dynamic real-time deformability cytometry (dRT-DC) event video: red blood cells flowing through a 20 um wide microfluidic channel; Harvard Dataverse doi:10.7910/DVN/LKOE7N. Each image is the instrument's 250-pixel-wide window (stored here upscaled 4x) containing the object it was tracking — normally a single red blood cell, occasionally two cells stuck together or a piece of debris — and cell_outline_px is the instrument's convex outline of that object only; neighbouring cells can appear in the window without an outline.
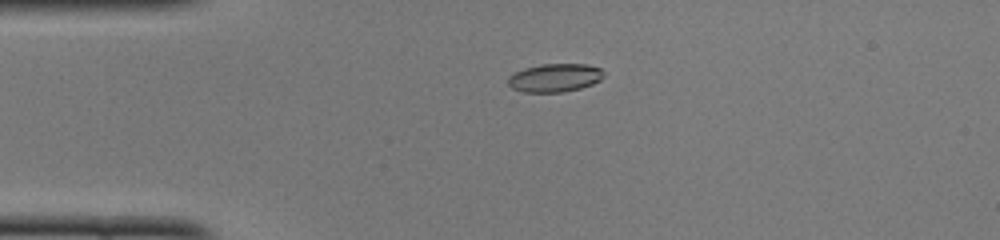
{"species": "common noctule bat (a hibernating species)", "species_latin": "Nyctalus noctula", "temperature_condition": "cold", "stored_images_in_passage": 51, "camera_frame_rate_fps": 3000, "um_per_image_px": 0.085, "animal": {"sex": "female", "body_mass_g": 22.0, "forearm_length_mm": 56.7}, "frame": {"image": 1, "passage_image": 12, "time_ms": 3.667, "image_size_px": [1000, 240], "cell_outline_px": [[604, 76], [600, 80], [592, 84], [580, 88], [564, 92], [524, 92], [512, 88], [508, 84], [508, 76], [524, 68], [540, 64], [588, 64], [600, 68], [604, 72]], "centroid_in_image_um": [47.16, 6.6], "position_along_channel_um": 37.8, "area_um2": 15.84}}
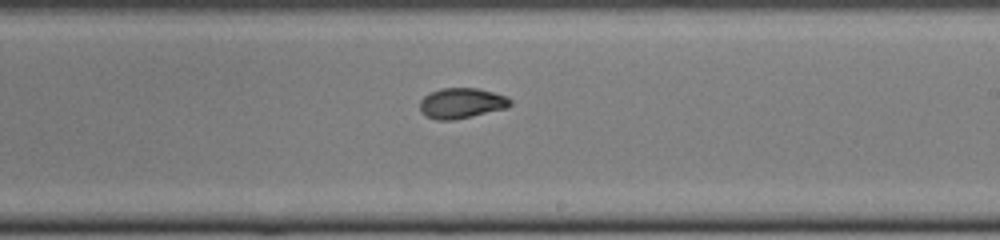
{"frame": {"image": 2, "passage_image": 30, "time_ms": 9.667, "image_size_px": [1000, 240], "cell_outline_px": [[512, 104], [508, 108], [472, 116], [452, 120], [436, 120], [424, 116], [420, 112], [420, 100], [428, 92], [440, 88], [476, 88], [508, 96], [512, 100]], "centroid_in_image_um": [39.22, 8.77], "position_along_channel_um": 249.8, "area_um2": 16.3}}
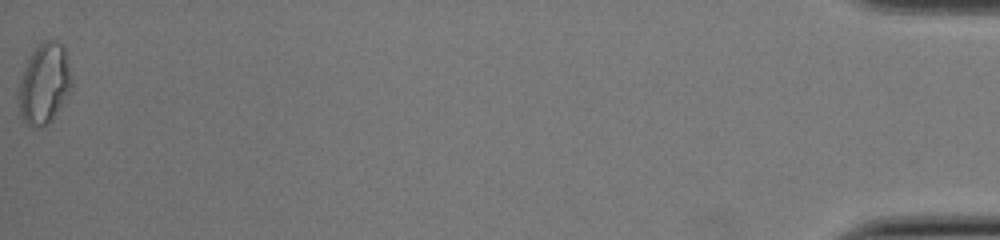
{"frame": {"image": 3, "passage_image": 51, "time_ms": 16.667, "image_size_px": [1000, 240], "cell_outline_px": [[72, 84], [68, 92], [52, 116], [44, 124], [36, 128], [32, 128], [24, 120], [20, 112], [20, 80], [28, 56], [44, 40], [56, 40], [64, 48], [68, 60], [72, 80]], "centroid_in_image_um": [3.76, 7.04], "position_along_channel_um": 431.4, "area_um2": 23.93}, "authors_computed_cell_mechanics": {"area_um2": 16.2996, "velocity_mm_per_s": 3.9968, "shape_relaxation_time_tau1_ms": 10.4807, "shape_relaxation_time_tau2_ms": 1.2803, "deformation_change_tau1": 0.2042, "deformation_change_tau2": 0.0512}}